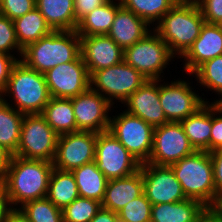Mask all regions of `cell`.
Here are the masks:
<instances>
[{"label":"cell","mask_w":222,"mask_h":222,"mask_svg":"<svg viewBox=\"0 0 222 222\" xmlns=\"http://www.w3.org/2000/svg\"><path fill=\"white\" fill-rule=\"evenodd\" d=\"M200 222H222V216L212 207H207L202 213Z\"/></svg>","instance_id":"47"},{"label":"cell","mask_w":222,"mask_h":222,"mask_svg":"<svg viewBox=\"0 0 222 222\" xmlns=\"http://www.w3.org/2000/svg\"><path fill=\"white\" fill-rule=\"evenodd\" d=\"M147 80L123 60L117 65L94 71L90 75V88L100 93L112 105L117 101L123 104Z\"/></svg>","instance_id":"7"},{"label":"cell","mask_w":222,"mask_h":222,"mask_svg":"<svg viewBox=\"0 0 222 222\" xmlns=\"http://www.w3.org/2000/svg\"><path fill=\"white\" fill-rule=\"evenodd\" d=\"M120 1L125 9L132 11L135 15L142 18L149 25L153 27L179 0H120Z\"/></svg>","instance_id":"31"},{"label":"cell","mask_w":222,"mask_h":222,"mask_svg":"<svg viewBox=\"0 0 222 222\" xmlns=\"http://www.w3.org/2000/svg\"><path fill=\"white\" fill-rule=\"evenodd\" d=\"M35 8V0H0V14L12 21Z\"/></svg>","instance_id":"37"},{"label":"cell","mask_w":222,"mask_h":222,"mask_svg":"<svg viewBox=\"0 0 222 222\" xmlns=\"http://www.w3.org/2000/svg\"><path fill=\"white\" fill-rule=\"evenodd\" d=\"M121 6L120 0H108L103 5L95 8L78 22L77 34L79 36L107 35L115 19L116 12Z\"/></svg>","instance_id":"25"},{"label":"cell","mask_w":222,"mask_h":222,"mask_svg":"<svg viewBox=\"0 0 222 222\" xmlns=\"http://www.w3.org/2000/svg\"><path fill=\"white\" fill-rule=\"evenodd\" d=\"M127 113L158 127L169 122L159 99V80H147L123 103Z\"/></svg>","instance_id":"18"},{"label":"cell","mask_w":222,"mask_h":222,"mask_svg":"<svg viewBox=\"0 0 222 222\" xmlns=\"http://www.w3.org/2000/svg\"><path fill=\"white\" fill-rule=\"evenodd\" d=\"M191 76L195 77L201 87L219 95L213 102L218 103L222 99V55L201 64Z\"/></svg>","instance_id":"32"},{"label":"cell","mask_w":222,"mask_h":222,"mask_svg":"<svg viewBox=\"0 0 222 222\" xmlns=\"http://www.w3.org/2000/svg\"><path fill=\"white\" fill-rule=\"evenodd\" d=\"M144 193L152 205L186 200L181 184L170 166L143 163L140 166Z\"/></svg>","instance_id":"16"},{"label":"cell","mask_w":222,"mask_h":222,"mask_svg":"<svg viewBox=\"0 0 222 222\" xmlns=\"http://www.w3.org/2000/svg\"><path fill=\"white\" fill-rule=\"evenodd\" d=\"M4 222H31L30 219L22 213L19 208H12Z\"/></svg>","instance_id":"46"},{"label":"cell","mask_w":222,"mask_h":222,"mask_svg":"<svg viewBox=\"0 0 222 222\" xmlns=\"http://www.w3.org/2000/svg\"><path fill=\"white\" fill-rule=\"evenodd\" d=\"M80 52L89 75L123 61L124 50L108 35L80 36Z\"/></svg>","instance_id":"17"},{"label":"cell","mask_w":222,"mask_h":222,"mask_svg":"<svg viewBox=\"0 0 222 222\" xmlns=\"http://www.w3.org/2000/svg\"><path fill=\"white\" fill-rule=\"evenodd\" d=\"M12 154L6 150L3 146L0 145V180L7 170Z\"/></svg>","instance_id":"45"},{"label":"cell","mask_w":222,"mask_h":222,"mask_svg":"<svg viewBox=\"0 0 222 222\" xmlns=\"http://www.w3.org/2000/svg\"><path fill=\"white\" fill-rule=\"evenodd\" d=\"M144 193L141 169L134 174L108 180L101 206L118 213L133 199Z\"/></svg>","instance_id":"20"},{"label":"cell","mask_w":222,"mask_h":222,"mask_svg":"<svg viewBox=\"0 0 222 222\" xmlns=\"http://www.w3.org/2000/svg\"><path fill=\"white\" fill-rule=\"evenodd\" d=\"M49 93L54 98L71 99L90 88V75L82 57L44 73Z\"/></svg>","instance_id":"14"},{"label":"cell","mask_w":222,"mask_h":222,"mask_svg":"<svg viewBox=\"0 0 222 222\" xmlns=\"http://www.w3.org/2000/svg\"><path fill=\"white\" fill-rule=\"evenodd\" d=\"M79 197L75 177L71 171L53 168L47 198L58 208L64 209Z\"/></svg>","instance_id":"29"},{"label":"cell","mask_w":222,"mask_h":222,"mask_svg":"<svg viewBox=\"0 0 222 222\" xmlns=\"http://www.w3.org/2000/svg\"><path fill=\"white\" fill-rule=\"evenodd\" d=\"M35 7L53 31L76 30L74 0H35Z\"/></svg>","instance_id":"24"},{"label":"cell","mask_w":222,"mask_h":222,"mask_svg":"<svg viewBox=\"0 0 222 222\" xmlns=\"http://www.w3.org/2000/svg\"><path fill=\"white\" fill-rule=\"evenodd\" d=\"M75 177L79 197L103 201L108 179L98 169L95 161L71 171Z\"/></svg>","instance_id":"26"},{"label":"cell","mask_w":222,"mask_h":222,"mask_svg":"<svg viewBox=\"0 0 222 222\" xmlns=\"http://www.w3.org/2000/svg\"><path fill=\"white\" fill-rule=\"evenodd\" d=\"M213 165L214 185L216 188V200L222 195V148L210 152Z\"/></svg>","instance_id":"41"},{"label":"cell","mask_w":222,"mask_h":222,"mask_svg":"<svg viewBox=\"0 0 222 222\" xmlns=\"http://www.w3.org/2000/svg\"><path fill=\"white\" fill-rule=\"evenodd\" d=\"M118 141L141 163L151 156L154 127L126 111L111 116L109 129Z\"/></svg>","instance_id":"9"},{"label":"cell","mask_w":222,"mask_h":222,"mask_svg":"<svg viewBox=\"0 0 222 222\" xmlns=\"http://www.w3.org/2000/svg\"><path fill=\"white\" fill-rule=\"evenodd\" d=\"M19 209L31 222H63V211L47 197L24 203Z\"/></svg>","instance_id":"33"},{"label":"cell","mask_w":222,"mask_h":222,"mask_svg":"<svg viewBox=\"0 0 222 222\" xmlns=\"http://www.w3.org/2000/svg\"><path fill=\"white\" fill-rule=\"evenodd\" d=\"M108 0H74L75 19L78 23L86 14L103 5Z\"/></svg>","instance_id":"42"},{"label":"cell","mask_w":222,"mask_h":222,"mask_svg":"<svg viewBox=\"0 0 222 222\" xmlns=\"http://www.w3.org/2000/svg\"><path fill=\"white\" fill-rule=\"evenodd\" d=\"M41 115L58 135L77 131L71 99L51 97Z\"/></svg>","instance_id":"27"},{"label":"cell","mask_w":222,"mask_h":222,"mask_svg":"<svg viewBox=\"0 0 222 222\" xmlns=\"http://www.w3.org/2000/svg\"><path fill=\"white\" fill-rule=\"evenodd\" d=\"M53 162L25 159L12 155L9 166L0 180L11 208L47 197Z\"/></svg>","instance_id":"1"},{"label":"cell","mask_w":222,"mask_h":222,"mask_svg":"<svg viewBox=\"0 0 222 222\" xmlns=\"http://www.w3.org/2000/svg\"><path fill=\"white\" fill-rule=\"evenodd\" d=\"M95 162L108 180L130 176L141 166L110 131L97 133Z\"/></svg>","instance_id":"10"},{"label":"cell","mask_w":222,"mask_h":222,"mask_svg":"<svg viewBox=\"0 0 222 222\" xmlns=\"http://www.w3.org/2000/svg\"><path fill=\"white\" fill-rule=\"evenodd\" d=\"M101 207L99 201L78 197L62 210L63 222H90Z\"/></svg>","instance_id":"34"},{"label":"cell","mask_w":222,"mask_h":222,"mask_svg":"<svg viewBox=\"0 0 222 222\" xmlns=\"http://www.w3.org/2000/svg\"><path fill=\"white\" fill-rule=\"evenodd\" d=\"M90 222H119L118 213L101 207Z\"/></svg>","instance_id":"43"},{"label":"cell","mask_w":222,"mask_h":222,"mask_svg":"<svg viewBox=\"0 0 222 222\" xmlns=\"http://www.w3.org/2000/svg\"><path fill=\"white\" fill-rule=\"evenodd\" d=\"M206 23L222 24V0H195Z\"/></svg>","instance_id":"39"},{"label":"cell","mask_w":222,"mask_h":222,"mask_svg":"<svg viewBox=\"0 0 222 222\" xmlns=\"http://www.w3.org/2000/svg\"><path fill=\"white\" fill-rule=\"evenodd\" d=\"M13 23L17 41L22 49L53 31L36 7L13 20Z\"/></svg>","instance_id":"28"},{"label":"cell","mask_w":222,"mask_h":222,"mask_svg":"<svg viewBox=\"0 0 222 222\" xmlns=\"http://www.w3.org/2000/svg\"><path fill=\"white\" fill-rule=\"evenodd\" d=\"M220 55H222V24L205 22L199 37L180 57L184 58L182 71L190 76L201 64Z\"/></svg>","instance_id":"19"},{"label":"cell","mask_w":222,"mask_h":222,"mask_svg":"<svg viewBox=\"0 0 222 222\" xmlns=\"http://www.w3.org/2000/svg\"><path fill=\"white\" fill-rule=\"evenodd\" d=\"M6 97L11 98V101L8 98L6 100ZM0 98L20 113L27 115L41 114L45 105L51 99V95L45 75L29 68L21 60H18Z\"/></svg>","instance_id":"3"},{"label":"cell","mask_w":222,"mask_h":222,"mask_svg":"<svg viewBox=\"0 0 222 222\" xmlns=\"http://www.w3.org/2000/svg\"><path fill=\"white\" fill-rule=\"evenodd\" d=\"M159 80V99L163 112L169 122H180L191 114H194L207 101L196 93L191 82L183 79L171 81L170 83H160ZM193 90V91H192Z\"/></svg>","instance_id":"12"},{"label":"cell","mask_w":222,"mask_h":222,"mask_svg":"<svg viewBox=\"0 0 222 222\" xmlns=\"http://www.w3.org/2000/svg\"><path fill=\"white\" fill-rule=\"evenodd\" d=\"M195 151L180 122H167L154 128L152 151L148 163L170 166Z\"/></svg>","instance_id":"11"},{"label":"cell","mask_w":222,"mask_h":222,"mask_svg":"<svg viewBox=\"0 0 222 222\" xmlns=\"http://www.w3.org/2000/svg\"><path fill=\"white\" fill-rule=\"evenodd\" d=\"M22 51L16 38L13 21L0 14V52L12 56H15L13 52H17L18 56H21Z\"/></svg>","instance_id":"36"},{"label":"cell","mask_w":222,"mask_h":222,"mask_svg":"<svg viewBox=\"0 0 222 222\" xmlns=\"http://www.w3.org/2000/svg\"><path fill=\"white\" fill-rule=\"evenodd\" d=\"M97 133L76 131L58 136L53 166L62 171L95 161Z\"/></svg>","instance_id":"13"},{"label":"cell","mask_w":222,"mask_h":222,"mask_svg":"<svg viewBox=\"0 0 222 222\" xmlns=\"http://www.w3.org/2000/svg\"><path fill=\"white\" fill-rule=\"evenodd\" d=\"M174 58L168 45L154 30L125 49L123 55V60L148 80H161L163 70L169 62L175 61Z\"/></svg>","instance_id":"6"},{"label":"cell","mask_w":222,"mask_h":222,"mask_svg":"<svg viewBox=\"0 0 222 222\" xmlns=\"http://www.w3.org/2000/svg\"><path fill=\"white\" fill-rule=\"evenodd\" d=\"M212 208L222 216V195L217 197V200Z\"/></svg>","instance_id":"48"},{"label":"cell","mask_w":222,"mask_h":222,"mask_svg":"<svg viewBox=\"0 0 222 222\" xmlns=\"http://www.w3.org/2000/svg\"><path fill=\"white\" fill-rule=\"evenodd\" d=\"M152 204L145 193L130 201L118 212L119 222H151Z\"/></svg>","instance_id":"35"},{"label":"cell","mask_w":222,"mask_h":222,"mask_svg":"<svg viewBox=\"0 0 222 222\" xmlns=\"http://www.w3.org/2000/svg\"><path fill=\"white\" fill-rule=\"evenodd\" d=\"M58 136L41 114L24 115L20 142L14 155L53 162Z\"/></svg>","instance_id":"8"},{"label":"cell","mask_w":222,"mask_h":222,"mask_svg":"<svg viewBox=\"0 0 222 222\" xmlns=\"http://www.w3.org/2000/svg\"><path fill=\"white\" fill-rule=\"evenodd\" d=\"M24 114L0 98V145L12 155L17 151Z\"/></svg>","instance_id":"30"},{"label":"cell","mask_w":222,"mask_h":222,"mask_svg":"<svg viewBox=\"0 0 222 222\" xmlns=\"http://www.w3.org/2000/svg\"><path fill=\"white\" fill-rule=\"evenodd\" d=\"M170 167L187 199L197 200L206 207H213L216 202V188L209 152L195 151Z\"/></svg>","instance_id":"5"},{"label":"cell","mask_w":222,"mask_h":222,"mask_svg":"<svg viewBox=\"0 0 222 222\" xmlns=\"http://www.w3.org/2000/svg\"><path fill=\"white\" fill-rule=\"evenodd\" d=\"M80 56V36L76 30L52 31L27 45L20 60L29 68L44 74L58 64L75 61Z\"/></svg>","instance_id":"4"},{"label":"cell","mask_w":222,"mask_h":222,"mask_svg":"<svg viewBox=\"0 0 222 222\" xmlns=\"http://www.w3.org/2000/svg\"><path fill=\"white\" fill-rule=\"evenodd\" d=\"M71 100L77 131H108L111 118L109 111L113 110V105L105 97L89 88Z\"/></svg>","instance_id":"15"},{"label":"cell","mask_w":222,"mask_h":222,"mask_svg":"<svg viewBox=\"0 0 222 222\" xmlns=\"http://www.w3.org/2000/svg\"><path fill=\"white\" fill-rule=\"evenodd\" d=\"M184 132L196 151L209 152L212 127V102H206L194 114L181 120Z\"/></svg>","instance_id":"22"},{"label":"cell","mask_w":222,"mask_h":222,"mask_svg":"<svg viewBox=\"0 0 222 222\" xmlns=\"http://www.w3.org/2000/svg\"><path fill=\"white\" fill-rule=\"evenodd\" d=\"M218 104L222 107V99L218 102Z\"/></svg>","instance_id":"49"},{"label":"cell","mask_w":222,"mask_h":222,"mask_svg":"<svg viewBox=\"0 0 222 222\" xmlns=\"http://www.w3.org/2000/svg\"><path fill=\"white\" fill-rule=\"evenodd\" d=\"M152 30L145 20L121 6L107 35L125 50Z\"/></svg>","instance_id":"21"},{"label":"cell","mask_w":222,"mask_h":222,"mask_svg":"<svg viewBox=\"0 0 222 222\" xmlns=\"http://www.w3.org/2000/svg\"><path fill=\"white\" fill-rule=\"evenodd\" d=\"M204 23L205 19L195 0H179L153 30L179 59L199 37Z\"/></svg>","instance_id":"2"},{"label":"cell","mask_w":222,"mask_h":222,"mask_svg":"<svg viewBox=\"0 0 222 222\" xmlns=\"http://www.w3.org/2000/svg\"><path fill=\"white\" fill-rule=\"evenodd\" d=\"M21 57L0 52V95L5 90L14 65Z\"/></svg>","instance_id":"40"},{"label":"cell","mask_w":222,"mask_h":222,"mask_svg":"<svg viewBox=\"0 0 222 222\" xmlns=\"http://www.w3.org/2000/svg\"><path fill=\"white\" fill-rule=\"evenodd\" d=\"M9 199L0 181V222H4L8 212L11 210Z\"/></svg>","instance_id":"44"},{"label":"cell","mask_w":222,"mask_h":222,"mask_svg":"<svg viewBox=\"0 0 222 222\" xmlns=\"http://www.w3.org/2000/svg\"><path fill=\"white\" fill-rule=\"evenodd\" d=\"M218 114V115H217ZM222 148V107L212 102V127L209 142V153Z\"/></svg>","instance_id":"38"},{"label":"cell","mask_w":222,"mask_h":222,"mask_svg":"<svg viewBox=\"0 0 222 222\" xmlns=\"http://www.w3.org/2000/svg\"><path fill=\"white\" fill-rule=\"evenodd\" d=\"M206 208L201 202L193 199L155 204L152 205L151 222H200Z\"/></svg>","instance_id":"23"}]
</instances>
